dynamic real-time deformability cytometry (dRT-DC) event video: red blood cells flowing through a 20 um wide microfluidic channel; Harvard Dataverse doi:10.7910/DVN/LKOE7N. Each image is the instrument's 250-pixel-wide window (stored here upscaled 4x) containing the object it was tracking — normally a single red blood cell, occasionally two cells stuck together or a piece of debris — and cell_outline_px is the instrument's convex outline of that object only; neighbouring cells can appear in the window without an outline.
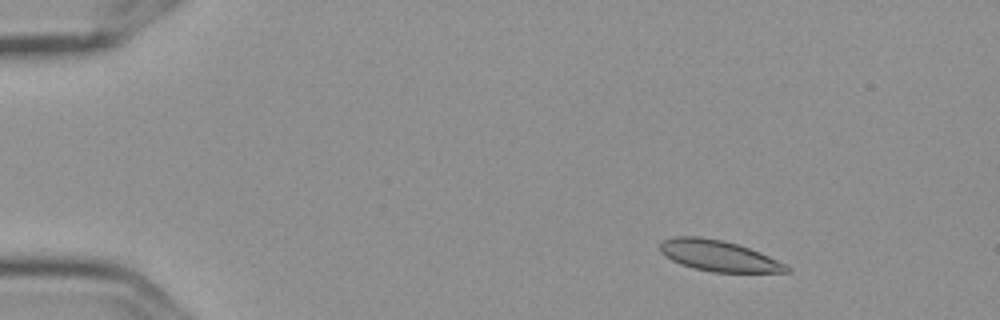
{"species": "Egyptian fruit bat (a non-hibernating species)", "species_latin": "Rousettus aegyptiacus", "temperature_condition": "cold", "stored_images_in_passage": 6, "camera_frame_rate_fps": 3000, "um_per_image_px": 0.085, "frame": {"image": 1, "passage_image": 1, "time_ms": 0.0, "image_size_px": [1000, 320], "cell_outline_px": [[792, 272], [712, 272], [680, 264], [664, 256], [660, 252], [660, 244], [664, 240], [676, 236], [700, 236], [724, 240], [760, 252], [792, 268]], "centroid_in_image_um": [61.07, 21.74], "position_along_channel_um": 23.9, "area_um2": 22.66}}
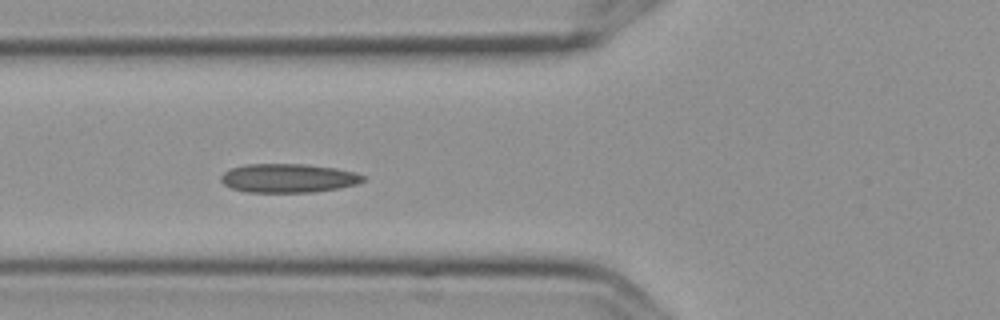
{"frame": {"image": 2, "passage_image": 5, "time_ms": 1.333, "image_size_px": [1000, 320], "cell_outline_px": [[364, 180], [356, 184], [340, 188], [316, 192], [248, 192], [232, 188], [224, 184], [220, 180], [220, 176], [224, 172], [232, 168], [244, 164], [304, 164], [336, 168], [356, 172], [364, 176]], "centroid_in_image_um": [24.51, 15.14], "position_along_channel_um": 101.3, "area_um2": 23.93}}
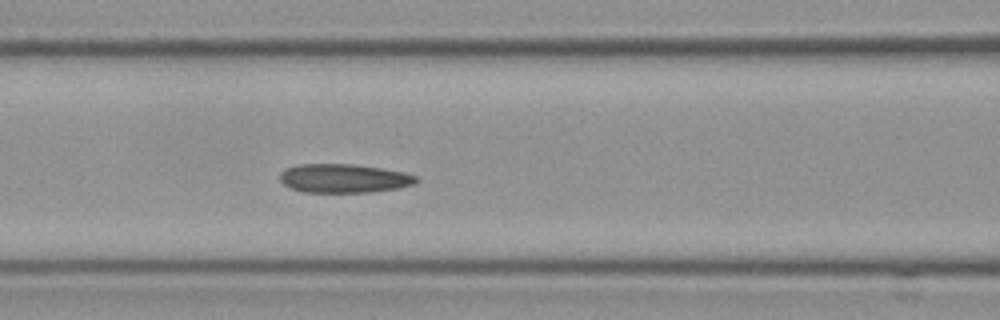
{"frame": {"image": 3, "passage_image": 6, "time_ms": 1.667, "image_size_px": [1000, 320], "cell_outline_px": [[420, 180], [412, 184], [396, 188], [368, 192], [304, 192], [292, 188], [284, 184], [280, 180], [280, 172], [284, 168], [296, 164], [352, 164], [380, 168], [404, 172], [416, 176]], "centroid_in_image_um": [29.19, 15.15], "position_along_channel_um": 137.4, "area_um2": 22.77}}